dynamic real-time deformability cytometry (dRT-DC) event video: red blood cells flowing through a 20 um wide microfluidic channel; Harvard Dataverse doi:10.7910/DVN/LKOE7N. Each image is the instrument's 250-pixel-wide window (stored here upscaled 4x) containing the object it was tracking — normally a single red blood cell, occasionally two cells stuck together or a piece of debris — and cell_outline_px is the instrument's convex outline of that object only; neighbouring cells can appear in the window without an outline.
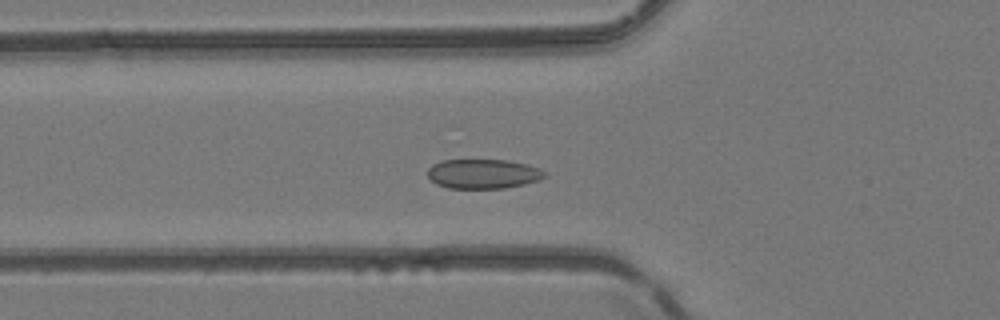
{"species": "common noctule bat (a hibernating species)", "species_latin": "Nyctalus noctula", "temperature_condition": "room temperature", "stored_images_in_passage": 46, "camera_frame_rate_fps": 3000, "um_per_image_px": 0.085, "animal": {"sex": "female", "body_mass_g": 24.6, "forearm_length_mm": 56.2}, "frame": {"image": 1, "passage_image": 14, "time_ms": 4.333, "image_size_px": [1000, 320], "cell_outline_px": [[548, 176], [540, 180], [524, 184], [504, 188], [448, 188], [436, 184], [428, 176], [428, 168], [432, 164], [444, 160], [508, 160], [528, 164], [540, 168], [548, 172]], "centroid_in_image_um": [41.13, 14.77], "position_along_channel_um": 84.7, "area_um2": 20.35}}
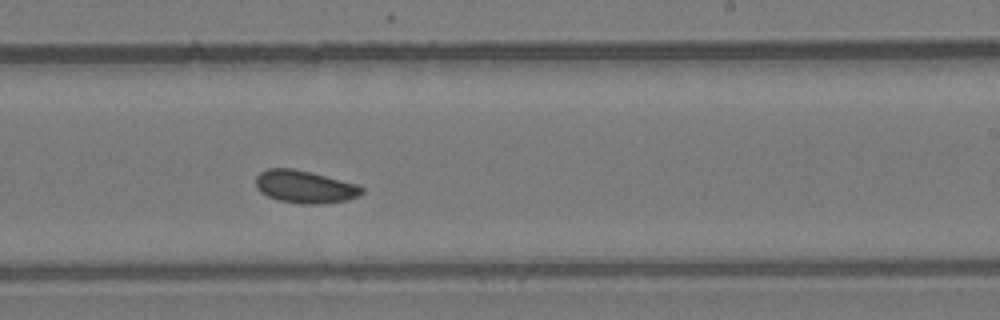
{"frame": {"image": 2, "passage_image": 27, "time_ms": 8.667, "image_size_px": [1000, 320], "cell_outline_px": [[364, 192], [360, 196], [348, 200], [320, 204], [300, 204], [276, 200], [260, 192], [256, 188], [256, 176], [260, 172], [268, 168], [292, 168], [360, 184], [364, 188]], "centroid_in_image_um": [25.94, 15.88], "position_along_channel_um": 263.1, "area_um2": 20.46}}
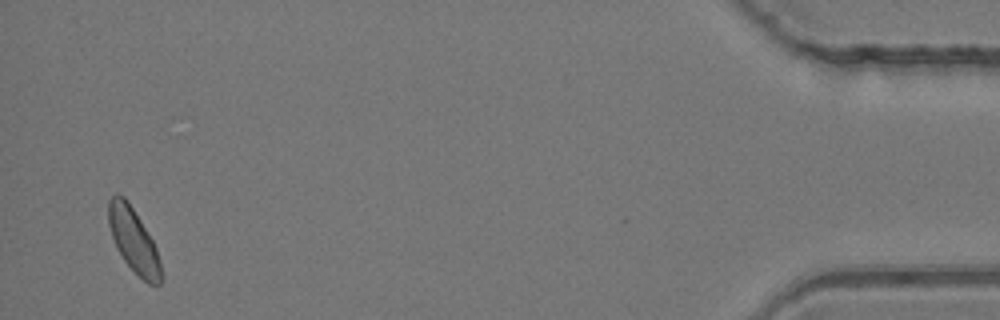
{"frame": {"image": 3, "passage_image": 45, "time_ms": 14.667, "image_size_px": [1000, 320], "cell_outline_px": [[160, 284], [156, 288], [148, 284], [124, 260], [116, 248], [108, 224], [108, 200], [116, 192], [124, 196], [128, 200], [152, 240], [156, 248], [160, 260]], "centroid_in_image_um": [11.33, 20.4], "position_along_channel_um": 423.9, "area_um2": 19.48}, "authors_computed_cell_mechanics": {"area_um2": 19.9699, "velocity_mm_per_s": 4.1062, "shape_relaxation_time_tau1_ms": 1.9498, "shape_relaxation_time_tau2_ms": null, "deformation_change_tau1": 0.0442, "deformation_change_tau2": null}}